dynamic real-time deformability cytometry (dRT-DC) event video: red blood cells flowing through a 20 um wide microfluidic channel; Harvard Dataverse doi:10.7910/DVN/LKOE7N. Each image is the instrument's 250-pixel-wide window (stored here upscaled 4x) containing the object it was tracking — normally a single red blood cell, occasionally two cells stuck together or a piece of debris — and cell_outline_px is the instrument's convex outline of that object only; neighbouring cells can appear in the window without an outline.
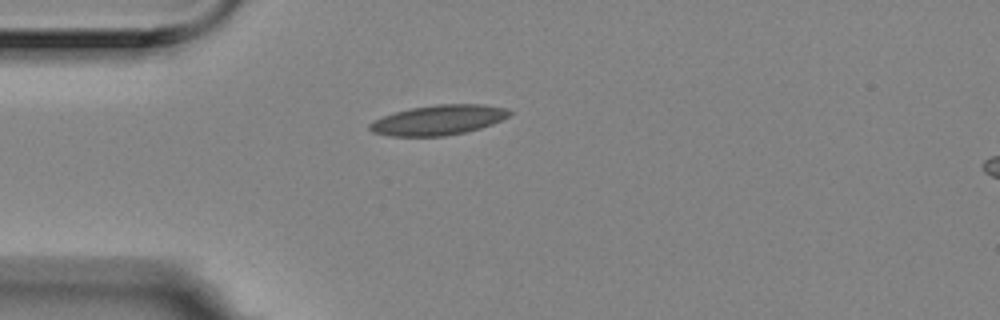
{"species": "Egyptian fruit bat (a non-hibernating species)", "species_latin": "Rousettus aegyptiacus", "temperature_condition": "room temperature", "stored_images_in_passage": 1, "camera_frame_rate_fps": 3000, "um_per_image_px": 0.085, "animal": {"sex": "female"}, "frame": {"image": 1, "passage_image": 1, "time_ms": 0.0, "image_size_px": [1000, 320], "cell_outline_px": [[512, 112], [508, 116], [492, 124], [480, 128], [464, 132], [444, 136], [388, 136], [372, 132], [368, 128], [368, 124], [372, 120], [396, 112], [412, 108], [436, 104], [484, 104], [508, 108]], "centroid_in_image_um": [37.25, 10.2], "position_along_channel_um": 47.7, "area_um2": 24.39}}